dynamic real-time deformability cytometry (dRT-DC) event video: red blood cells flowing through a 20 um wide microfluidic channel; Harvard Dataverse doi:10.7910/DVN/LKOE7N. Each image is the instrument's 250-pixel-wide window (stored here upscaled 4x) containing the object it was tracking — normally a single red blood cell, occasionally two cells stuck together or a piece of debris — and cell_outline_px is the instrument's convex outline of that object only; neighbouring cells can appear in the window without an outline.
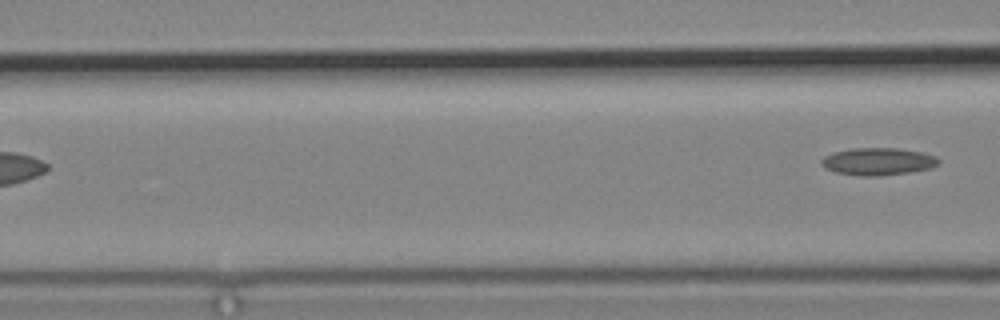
{"species": "common noctule bat (a hibernating species)", "species_latin": "Nyctalus noctula", "temperature_condition": "cold", "stored_images_in_passage": 3, "camera_frame_rate_fps": 3000, "um_per_image_px": 0.085, "animal": {"sex": "male", "body_mass_g": 19.2, "forearm_length_mm": 51.8}, "frame": {"image": 1, "passage_image": 3, "time_ms": 2.667, "image_size_px": [1000, 320], "cell_outline_px": [[940, 160], [932, 168], [908, 172], [876, 176], [860, 176], [836, 172], [824, 168], [820, 164], [820, 160], [824, 156], [832, 152], [852, 148], [896, 148], [920, 152], [936, 156]], "centroid_in_image_um": [74.58, 13.72], "position_along_channel_um": 92.0, "area_um2": 18.67}}